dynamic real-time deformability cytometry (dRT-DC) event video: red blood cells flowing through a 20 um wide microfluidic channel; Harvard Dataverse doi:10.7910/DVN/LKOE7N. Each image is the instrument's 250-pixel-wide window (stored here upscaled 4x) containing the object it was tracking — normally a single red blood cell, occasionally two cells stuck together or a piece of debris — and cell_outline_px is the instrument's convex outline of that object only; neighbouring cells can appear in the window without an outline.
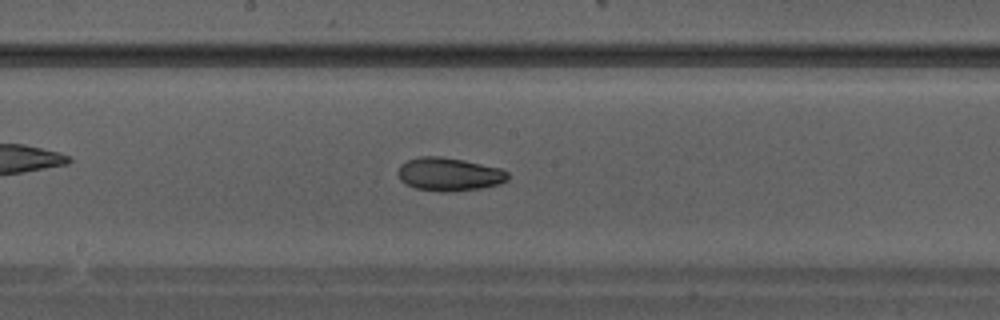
{"species": "Egyptian fruit bat (a non-hibernating species)", "species_latin": "Rousettus aegyptiacus", "temperature_condition": "warm", "stored_images_in_passage": 30, "camera_frame_rate_fps": 3000, "um_per_image_px": 0.085, "animal": {"sex": "male"}, "frame": {"image": 1, "passage_image": 13, "time_ms": 4.0, "image_size_px": [1000, 320], "cell_outline_px": [[508, 180], [500, 184], [480, 188], [448, 192], [440, 192], [416, 188], [404, 184], [400, 180], [396, 172], [400, 164], [408, 160], [420, 156], [440, 156], [464, 160], [500, 168], [508, 172]], "centroid_in_image_um": [38.14, 14.81], "position_along_channel_um": 210.1, "area_um2": 21.5}}
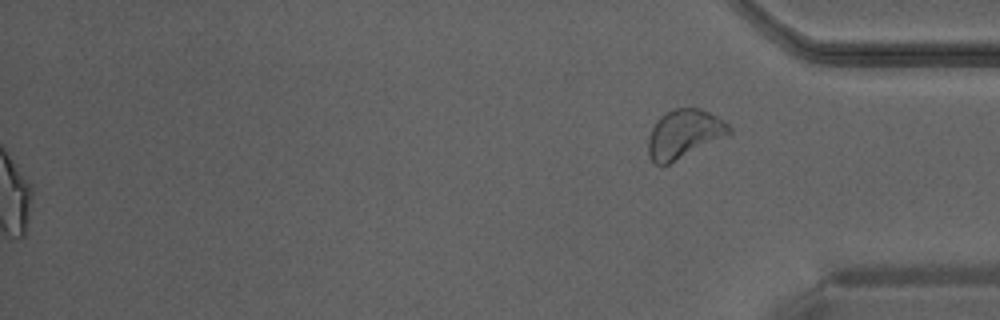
{"frame": {"image": 2, "passage_image": 30, "time_ms": 9.667, "image_size_px": [1000, 320], "cell_outline_px": [[732, 132], [668, 164], [656, 164], [648, 156], [648, 136], [656, 120], [660, 116], [676, 108], [700, 108], [724, 120], [732, 128]], "centroid_in_image_um": [58.12, 11.36], "position_along_channel_um": 377.1, "area_um2": 22.48}}